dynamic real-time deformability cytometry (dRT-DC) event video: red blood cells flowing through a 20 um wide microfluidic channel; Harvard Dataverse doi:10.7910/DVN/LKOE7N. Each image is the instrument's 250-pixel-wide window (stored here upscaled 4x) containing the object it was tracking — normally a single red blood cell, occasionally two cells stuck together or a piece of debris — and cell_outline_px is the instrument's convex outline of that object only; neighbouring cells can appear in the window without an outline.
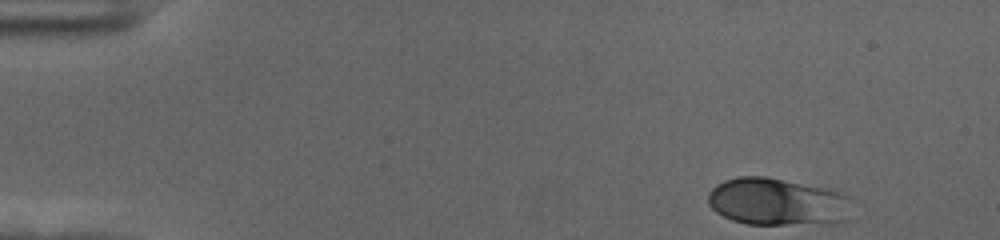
{"species": "human", "species_latin": "Homo sapiens", "temperature_condition": "cold", "stored_images_in_passage": 51, "camera_frame_rate_fps": 3000, "um_per_image_px": 0.085, "donor": {"sex": "female"}, "frame": {"image": 1, "passage_image": 1, "time_ms": 0.0, "image_size_px": [1000, 240], "cell_outline_px": [[856, 220], [844, 224], [748, 224], [732, 220], [716, 212], [708, 204], [708, 192], [716, 184], [724, 180], [736, 176], [764, 176], [836, 188], [852, 196], [856, 200]], "centroid_in_image_um": [66.35, 17.16], "position_along_channel_um": 18.6, "area_um2": 42.25}}
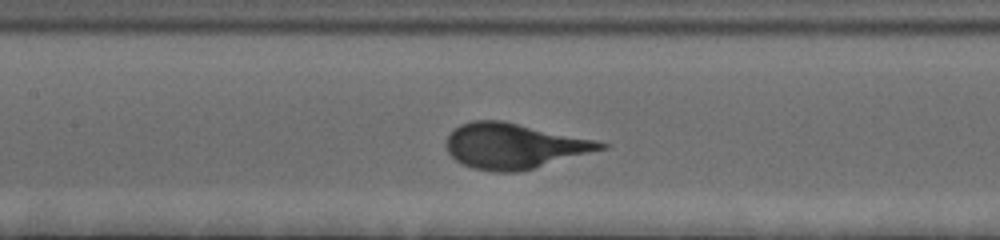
{"frame": {"image": 2, "passage_image": 22, "time_ms": 7.0, "image_size_px": [1000, 240], "cell_outline_px": [[612, 144], [608, 148], [532, 168], [516, 172], [492, 172], [472, 168], [456, 160], [448, 152], [448, 136], [460, 124], [472, 120], [504, 120], [596, 140]], "centroid_in_image_um": [43.73, 12.39], "position_along_channel_um": 163.7, "area_um2": 40.58}}
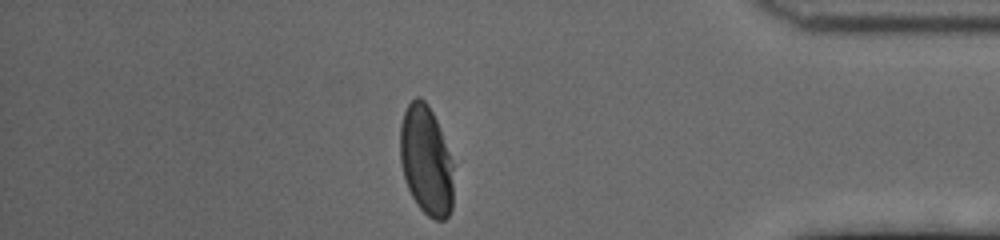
{"frame": {"image": 3, "passage_image": 44, "time_ms": 14.333, "image_size_px": [1000, 240], "cell_outline_px": [[452, 208], [448, 216], [444, 220], [436, 220], [428, 216], [416, 204], [408, 188], [404, 176], [400, 160], [400, 124], [404, 112], [408, 104], [416, 96], [420, 96], [428, 104], [436, 120], [448, 152], [452, 164]], "centroid_in_image_um": [36.19, 13.64], "position_along_channel_um": 399.0, "area_um2": 33.7}, "authors_computed_cell_mechanics": {"area_um2": 39.1306, "velocity_mm_per_s": 3.5964, "shape_relaxation_time_tau1_ms": 3.2328, "shape_relaxation_time_tau2_ms": null, "deformation_change_tau1": 0.1727, "deformation_change_tau2": null}}